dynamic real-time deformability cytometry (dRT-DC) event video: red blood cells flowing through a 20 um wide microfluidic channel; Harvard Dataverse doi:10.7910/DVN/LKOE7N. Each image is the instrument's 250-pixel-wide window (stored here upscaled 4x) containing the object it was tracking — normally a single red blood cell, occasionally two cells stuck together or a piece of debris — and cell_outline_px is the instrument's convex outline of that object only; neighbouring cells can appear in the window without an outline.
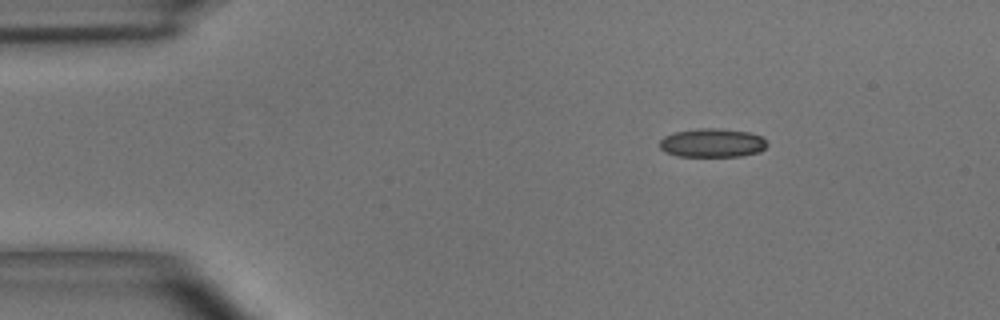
{"species": "common noctule bat (a hibernating species)", "species_latin": "Nyctalus noctula", "temperature_condition": "room temperature", "stored_images_in_passage": 2, "camera_frame_rate_fps": 3000, "um_per_image_px": 0.085, "animal": {"sex": "male", "body_mass_g": 15.6}, "frame": {"image": 1, "passage_image": 1, "time_ms": 0.0, "image_size_px": [1000, 320], "cell_outline_px": [[768, 144], [760, 152], [740, 156], [676, 156], [660, 148], [660, 140], [664, 136], [676, 132], [700, 128], [716, 128], [748, 132], [760, 136]], "centroid_in_image_um": [60.54, 12.15], "position_along_channel_um": 24.5, "area_um2": 17.8}}